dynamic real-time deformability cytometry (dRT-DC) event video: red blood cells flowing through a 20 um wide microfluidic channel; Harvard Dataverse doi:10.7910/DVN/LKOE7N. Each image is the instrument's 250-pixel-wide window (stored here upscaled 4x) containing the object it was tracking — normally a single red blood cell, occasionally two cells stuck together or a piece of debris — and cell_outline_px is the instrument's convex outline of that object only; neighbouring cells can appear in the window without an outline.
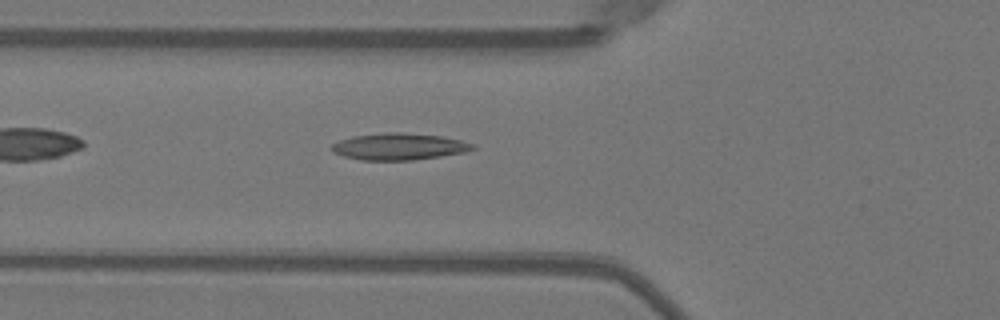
{"species": "Egyptian fruit bat (a non-hibernating species)", "species_latin": "Rousettus aegyptiacus", "temperature_condition": "warm", "stored_images_in_passage": 37, "camera_frame_rate_fps": 3000, "um_per_image_px": 0.085, "animal": {"sex": "female"}, "frame": {"image": 1, "passage_image": 5, "time_ms": 1.333, "image_size_px": [1000, 320], "cell_outline_px": [[476, 148], [464, 152], [440, 156], [412, 160], [360, 160], [344, 156], [332, 152], [332, 144], [340, 140], [352, 136], [384, 132], [400, 132], [440, 136], [460, 140], [476, 144]], "centroid_in_image_um": [33.91, 12.45], "position_along_channel_um": 91.9, "area_um2": 21.91}}
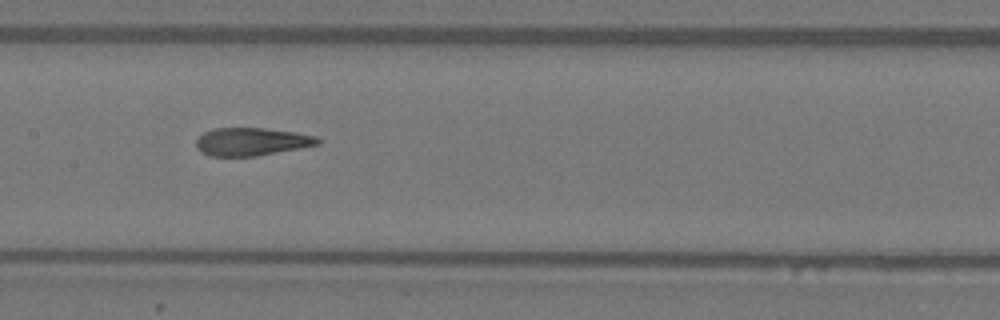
{"frame": {"image": 2, "passage_image": 12, "time_ms": 3.667, "image_size_px": [1000, 320], "cell_outline_px": [[320, 144], [300, 148], [256, 156], [208, 156], [200, 152], [196, 148], [196, 140], [204, 132], [212, 128], [264, 128], [296, 132], [316, 136], [320, 140]], "centroid_in_image_um": [21.36, 12.04], "position_along_channel_um": 186.0, "area_um2": 19.88}}
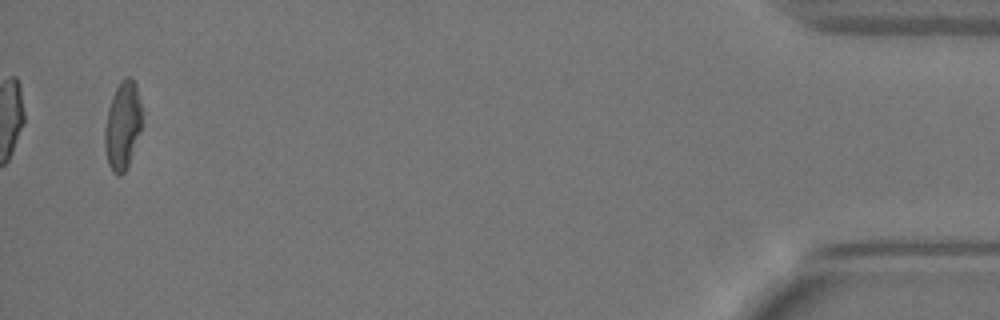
{"frame": {"image": 3, "passage_image": 36, "time_ms": 11.667, "image_size_px": [1000, 320], "cell_outline_px": [[144, 128], [128, 164], [124, 172], [120, 176], [116, 176], [112, 172], [108, 164], [104, 144], [104, 128], [108, 108], [112, 96], [120, 80], [124, 76], [132, 76], [136, 84], [140, 104]], "centroid_in_image_um": [10.44, 10.66], "position_along_channel_um": 424.8, "area_um2": 19.71}, "authors_computed_cell_mechanics": {"area_um2": 20.6924, "velocity_mm_per_s": 3.9958, "shape_relaxation_time_tau1_ms": 8.5909, "shape_relaxation_time_tau2_ms": 1.8111, "deformation_change_tau1": 0.2514, "deformation_change_tau2": 0.1075}}